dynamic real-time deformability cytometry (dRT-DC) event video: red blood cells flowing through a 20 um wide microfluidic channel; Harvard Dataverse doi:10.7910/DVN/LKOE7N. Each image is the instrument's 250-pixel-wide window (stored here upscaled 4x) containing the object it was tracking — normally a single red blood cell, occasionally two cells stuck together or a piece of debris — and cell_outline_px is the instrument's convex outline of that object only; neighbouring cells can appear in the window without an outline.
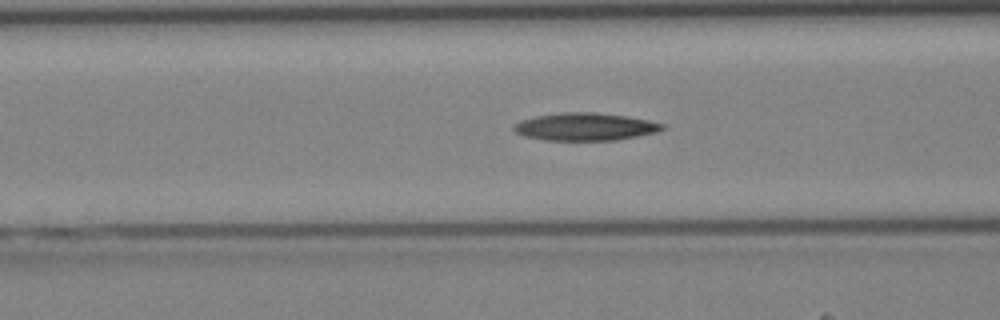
{"species": "Egyptian fruit bat (a non-hibernating species)", "species_latin": "Rousettus aegyptiacus", "temperature_condition": "cold", "stored_images_in_passage": 41, "camera_frame_rate_fps": 3000, "um_per_image_px": 0.085, "animal": {"sex": "female"}, "frame": {"image": 1, "passage_image": 16, "time_ms": 5.0, "image_size_px": [1000, 320], "cell_outline_px": [[668, 128], [656, 132], [616, 140], [548, 140], [524, 136], [516, 132], [512, 128], [512, 124], [520, 120], [536, 116], [560, 112], [592, 112], [628, 116], [648, 120], [664, 124]], "centroid_in_image_um": [49.73, 10.76], "position_along_channel_um": 116.9, "area_um2": 23.99}}
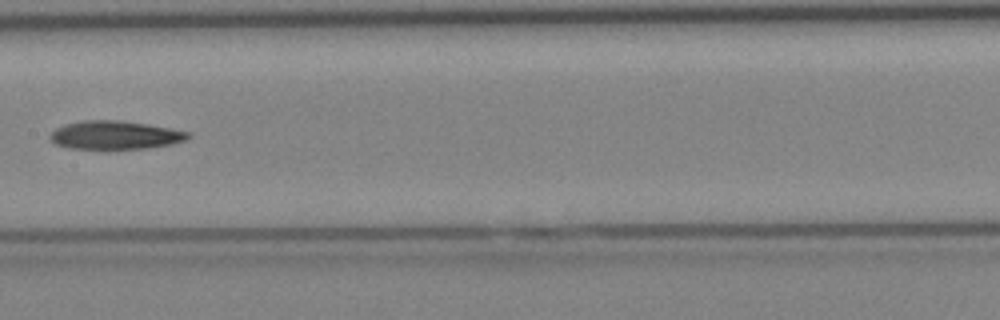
{"frame": {"image": 2, "passage_image": 21, "time_ms": 6.667, "image_size_px": [1000, 320], "cell_outline_px": [[192, 136], [188, 140], [172, 144], [148, 148], [68, 148], [56, 144], [48, 140], [48, 136], [56, 128], [64, 124], [84, 120], [120, 120], [148, 124], [192, 132]], "centroid_in_image_um": [9.81, 11.47], "position_along_channel_um": 197.6, "area_um2": 23.0}}
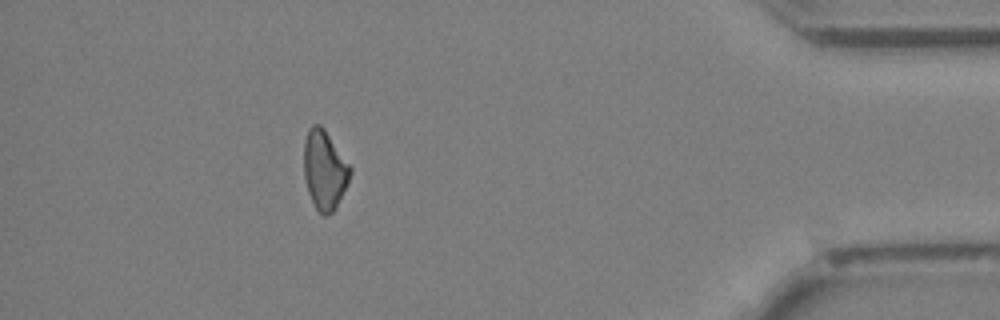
{"frame": {"image": 3, "passage_image": 37, "time_ms": 12.0, "image_size_px": [1000, 320], "cell_outline_px": [[352, 172], [348, 184], [336, 208], [332, 212], [324, 216], [316, 208], [308, 192], [304, 176], [304, 140], [308, 128], [312, 124], [320, 124], [324, 128], [352, 168]], "centroid_in_image_um": [27.59, 14.43], "position_along_channel_um": 407.6, "area_um2": 21.44}}